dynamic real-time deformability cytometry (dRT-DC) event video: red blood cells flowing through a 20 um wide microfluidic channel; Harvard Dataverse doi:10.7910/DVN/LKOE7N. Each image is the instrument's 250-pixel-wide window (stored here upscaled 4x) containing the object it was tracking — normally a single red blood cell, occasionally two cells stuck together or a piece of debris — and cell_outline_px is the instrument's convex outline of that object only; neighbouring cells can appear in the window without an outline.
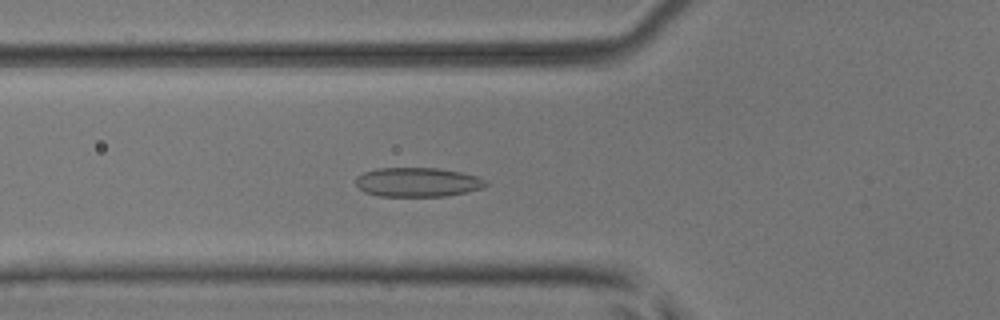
{"species": "common noctule bat (a hibernating species)", "species_latin": "Nyctalus noctula", "temperature_condition": "room temperature", "stored_images_in_passage": 35, "camera_frame_rate_fps": 3000, "um_per_image_px": 0.085, "animal": {"sex": "male", "body_mass_g": 17.9, "forearm_length_mm": 54.2}, "frame": {"image": 1, "passage_image": 2, "time_ms": 0.333, "image_size_px": [1000, 320], "cell_outline_px": [[488, 184], [484, 188], [468, 192], [444, 196], [380, 196], [364, 192], [356, 184], [356, 176], [364, 172], [376, 168], [440, 168], [460, 172], [476, 176], [488, 180]], "centroid_in_image_um": [35.52, 15.48], "position_along_channel_um": 90.3, "area_um2": 22.31}}
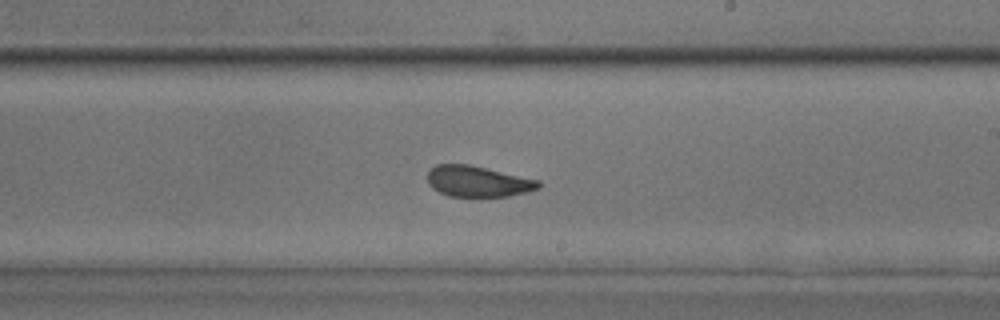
{"frame": {"image": 2, "passage_image": 14, "time_ms": 4.333, "image_size_px": [1000, 320], "cell_outline_px": [[540, 188], [528, 192], [508, 196], [448, 196], [432, 188], [428, 184], [428, 172], [436, 164], [468, 164], [540, 180]], "centroid_in_image_um": [40.63, 15.42], "position_along_channel_um": 248.4, "area_um2": 19.94}}
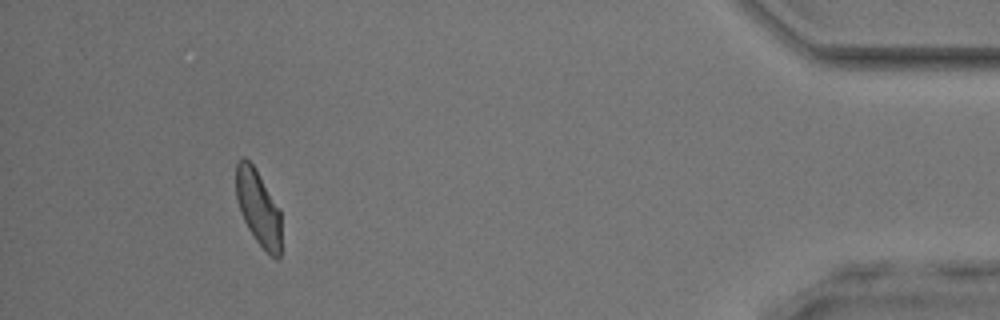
{"frame": {"image": 3, "passage_image": 31, "time_ms": 10.0, "image_size_px": [1000, 320], "cell_outline_px": [[280, 256], [276, 260], [256, 240], [248, 228], [240, 212], [236, 196], [236, 164], [244, 156], [252, 164], [280, 208]], "centroid_in_image_um": [21.95, 17.65], "position_along_channel_um": 413.3, "area_um2": 19.59}}